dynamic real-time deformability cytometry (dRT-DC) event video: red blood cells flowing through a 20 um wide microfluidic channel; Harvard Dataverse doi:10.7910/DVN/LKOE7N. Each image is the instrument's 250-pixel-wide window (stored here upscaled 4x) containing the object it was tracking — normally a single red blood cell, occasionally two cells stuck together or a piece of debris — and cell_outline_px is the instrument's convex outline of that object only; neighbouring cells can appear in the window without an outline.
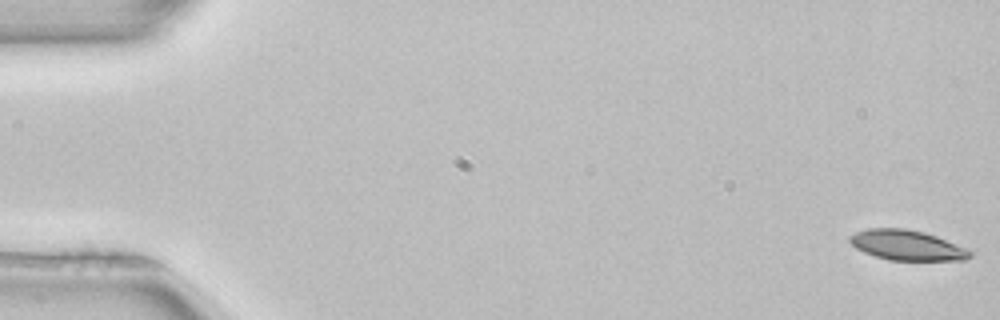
{"species": "common noctule bat (a hibernating species)", "species_latin": "Nyctalus noctula", "temperature_condition": "room temperature", "stored_images_in_passage": 52, "camera_frame_rate_fps": 3000, "um_per_image_px": 0.085, "animal": {"sex": "female", "body_mass_g": 22.7, "forearm_length_mm": 54.2}, "frame": {"image": 1, "passage_image": 1, "time_ms": 0.0, "image_size_px": [1000, 320], "cell_outline_px": [[976, 252], [972, 256], [964, 260], [888, 260], [864, 252], [856, 248], [848, 240], [848, 236], [856, 232], [868, 228], [904, 228], [924, 232], [936, 236], [968, 248]], "centroid_in_image_um": [77.13, 20.84], "position_along_channel_um": 7.9, "area_um2": 21.27}}
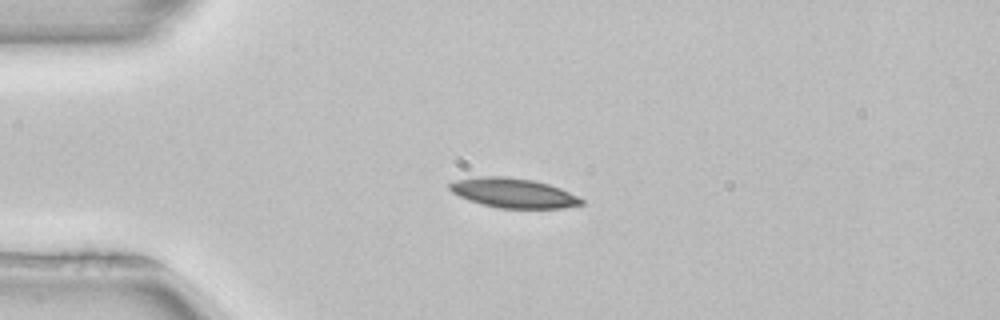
{"frame": {"image": 2, "passage_image": 13, "time_ms": 4.0, "image_size_px": [1000, 320], "cell_outline_px": [[584, 204], [564, 208], [500, 208], [484, 204], [460, 196], [452, 192], [448, 188], [448, 184], [456, 180], [480, 176], [504, 176], [536, 180], [560, 188], [584, 200]], "centroid_in_image_um": [43.65, 16.39], "position_along_channel_um": 41.3, "area_um2": 22.54}}
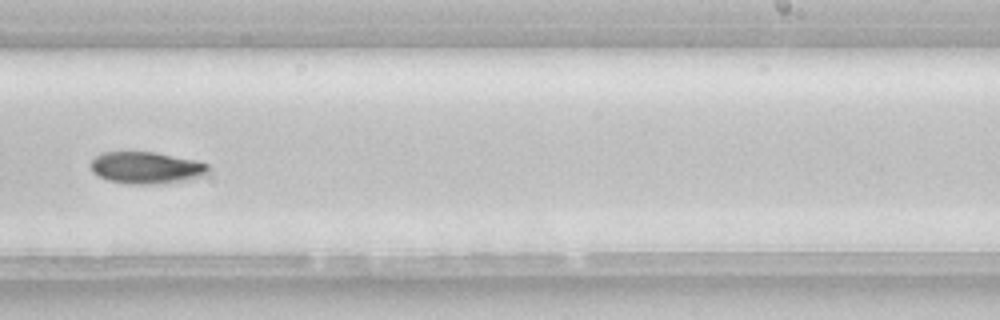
{"frame": {"image": 3, "passage_image": 33, "time_ms": 10.667, "image_size_px": [1000, 320], "cell_outline_px": [[208, 172], [204, 176], [184, 180], [152, 184], [128, 184], [108, 180], [96, 176], [92, 172], [88, 164], [96, 156], [104, 152], [156, 152], [196, 160], [208, 164]], "centroid_in_image_um": [12.39, 14.25], "position_along_channel_um": 276.6, "area_um2": 21.96}, "authors_computed_cell_mechanics": {"area_um2": 22.0218, "velocity_mm_per_s": 3.9476, "shape_relaxation_time_tau1_ms": 3.2002, "shape_relaxation_time_tau2_ms": null, "deformation_change_tau1": 0.1075, "deformation_change_tau2": null}}